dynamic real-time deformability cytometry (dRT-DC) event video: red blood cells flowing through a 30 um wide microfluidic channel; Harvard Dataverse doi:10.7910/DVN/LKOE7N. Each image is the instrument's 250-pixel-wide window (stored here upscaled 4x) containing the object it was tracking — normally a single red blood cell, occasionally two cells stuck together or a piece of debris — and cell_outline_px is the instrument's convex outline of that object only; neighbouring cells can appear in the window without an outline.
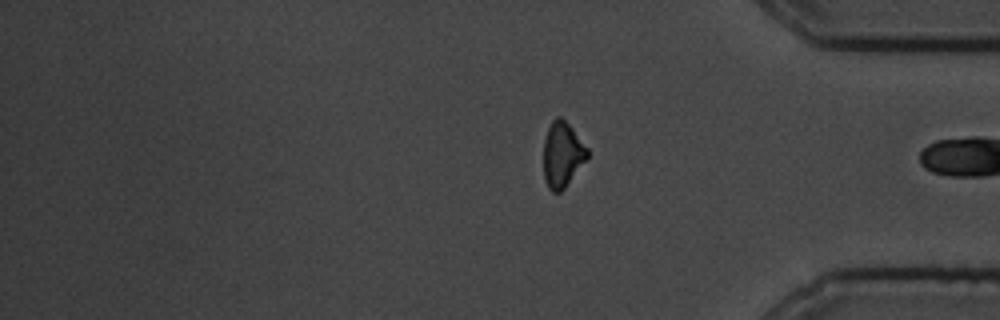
{"species": "common noctule bat (a hibernating species)", "species_latin": "Nyctalus noctula", "temperature_condition": "cold", "stored_images_in_passage": 13, "segment_of_instrument_passage": [2, 2], "camera_frame_rate_fps": 3000, "um_per_image_px": 0.085, "animal": {"sex": "male", "body_mass_g": 19.5, "forearm_length_mm": 54.6}, "frame": {"image": 1, "passage_image": 13, "time_ms": 18.333, "image_size_px": [1000, 320], "cell_outline_px": [[588, 156], [564, 188], [560, 192], [552, 192], [548, 188], [544, 180], [544, 140], [548, 128], [552, 120], [556, 116], [560, 116], [572, 128], [588, 148]], "centroid_in_image_um": [47.78, 13.13], "position_along_channel_um": 387.4, "area_um2": 16.47}}